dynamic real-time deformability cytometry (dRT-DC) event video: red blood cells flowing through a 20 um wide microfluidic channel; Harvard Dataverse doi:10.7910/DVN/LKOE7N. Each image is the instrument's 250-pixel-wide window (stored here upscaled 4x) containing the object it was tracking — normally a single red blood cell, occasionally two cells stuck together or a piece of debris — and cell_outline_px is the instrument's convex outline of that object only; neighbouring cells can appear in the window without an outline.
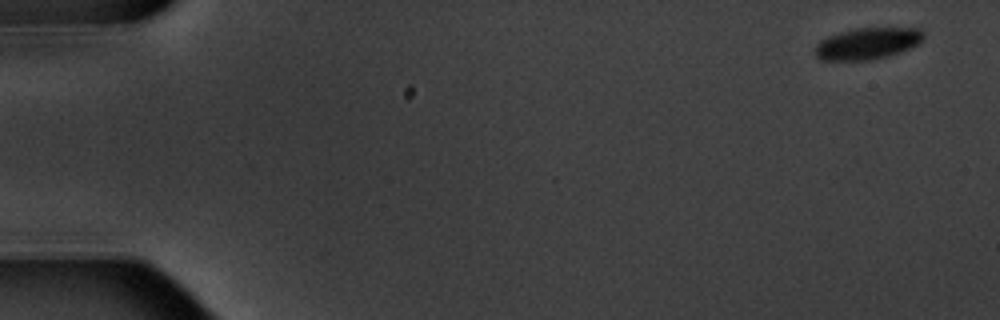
{"species": "common noctule bat (a hibernating species)", "species_latin": "Nyctalus noctula", "temperature_condition": "warm", "stored_images_in_passage": 5, "camera_frame_rate_fps": 3000, "um_per_image_px": 0.085, "animal": {"sex": "male", "body_mass_g": 20.1, "forearm_length_mm": 53.5}, "frame": {"image": 1, "passage_image": 1, "time_ms": 0.0, "image_size_px": [1000, 320], "cell_outline_px": [[924, 36], [916, 44], [900, 52], [888, 56], [868, 60], [820, 60], [816, 56], [816, 44], [820, 40], [828, 36], [840, 32], [856, 28], [920, 28], [924, 32]], "centroid_in_image_um": [73.71, 3.69], "position_along_channel_um": 11.3, "area_um2": 19.77}}
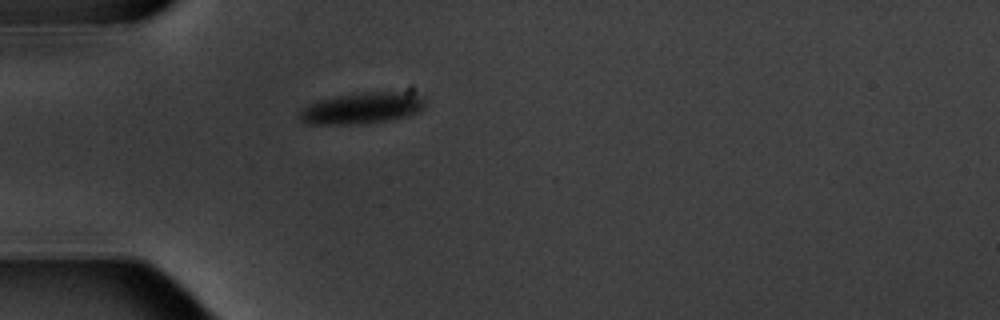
{"frame": {"image": 2, "passage_image": 5, "time_ms": 5.0, "image_size_px": [1000, 320], "cell_outline_px": [[424, 108], [408, 116], [384, 120], [348, 124], [308, 124], [300, 120], [300, 108], [308, 104], [320, 100], [336, 96], [364, 92], [420, 92], [424, 96]], "centroid_in_image_um": [30.79, 9.17], "position_along_channel_um": 54.2, "area_um2": 22.77}}